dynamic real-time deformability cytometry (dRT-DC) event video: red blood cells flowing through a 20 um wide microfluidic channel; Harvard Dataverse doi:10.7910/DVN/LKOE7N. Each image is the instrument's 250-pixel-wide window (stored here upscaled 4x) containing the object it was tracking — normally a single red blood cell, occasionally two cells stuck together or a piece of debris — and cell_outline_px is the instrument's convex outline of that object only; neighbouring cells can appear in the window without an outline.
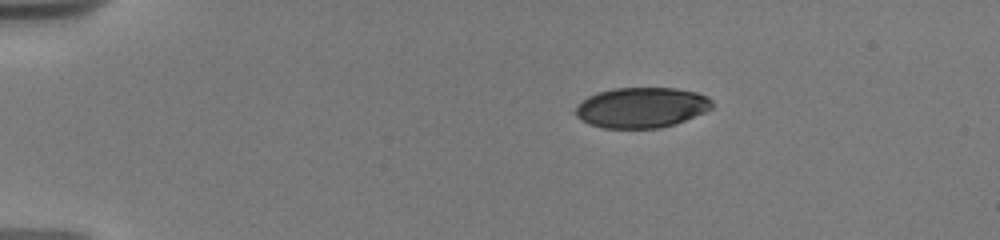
{"species": "human", "species_latin": "Homo sapiens", "temperature_condition": "warm", "stored_images_in_passage": 21, "camera_frame_rate_fps": 3000, "um_per_image_px": 0.085, "donor": {"sex": "male"}, "frame": {"image": 1, "passage_image": 1, "time_ms": 0.0, "image_size_px": [1000, 240], "cell_outline_px": [[712, 108], [704, 112], [676, 124], [660, 128], [604, 128], [588, 124], [580, 120], [572, 112], [576, 104], [588, 96], [596, 92], [612, 88], [676, 88], [696, 92], [708, 96], [712, 100]], "centroid_in_image_um": [54.48, 9.14], "position_along_channel_um": 30.5, "area_um2": 32.6}}
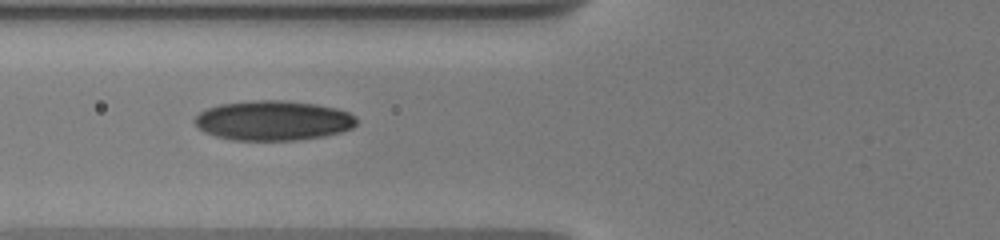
{"frame": {"image": 2, "passage_image": 11, "time_ms": 4.0, "image_size_px": [1000, 240], "cell_outline_px": [[356, 124], [352, 128], [340, 132], [324, 136], [296, 140], [232, 140], [216, 136], [204, 132], [192, 120], [200, 112], [208, 108], [220, 104], [252, 100], [284, 100], [316, 104], [336, 108], [348, 112], [356, 116]], "centroid_in_image_um": [23.22, 10.24], "position_along_channel_um": 102.6, "area_um2": 37.57}}
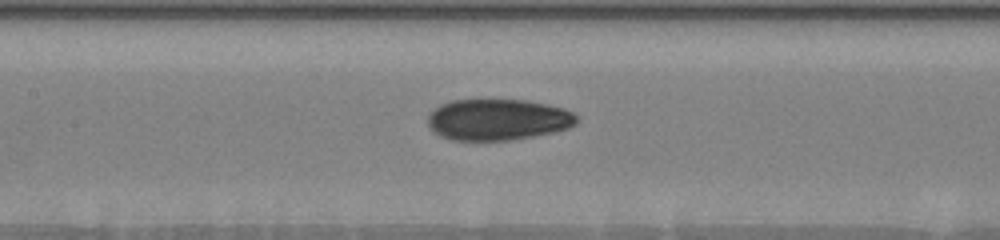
{"frame": {"image": 3, "passage_image": 18, "time_ms": 5.667, "image_size_px": [1000, 240], "cell_outline_px": [[580, 120], [576, 124], [568, 128], [556, 132], [512, 140], [452, 140], [440, 136], [428, 124], [428, 116], [440, 104], [452, 100], [528, 100], [548, 104], [564, 108], [572, 112]], "centroid_in_image_um": [42.37, 10.17], "position_along_channel_um": 165.0, "area_um2": 35.89}}